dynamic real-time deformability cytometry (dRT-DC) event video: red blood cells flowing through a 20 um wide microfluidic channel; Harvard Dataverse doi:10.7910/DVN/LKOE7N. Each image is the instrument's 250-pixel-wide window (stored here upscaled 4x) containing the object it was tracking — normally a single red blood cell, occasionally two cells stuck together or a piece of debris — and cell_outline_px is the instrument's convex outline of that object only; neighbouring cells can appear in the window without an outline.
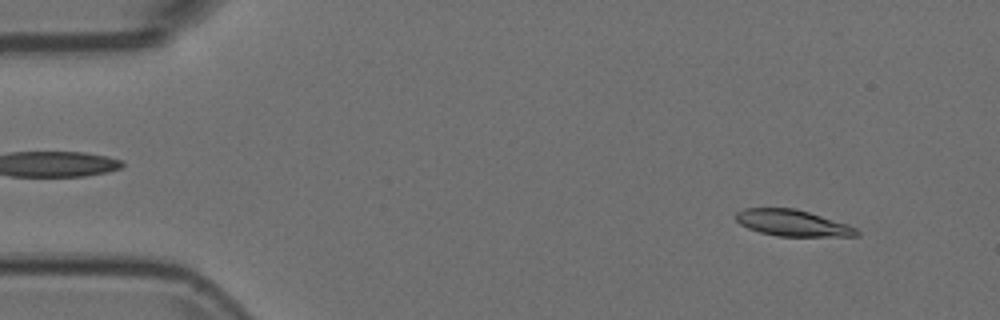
{"species": "Egyptian fruit bat (a non-hibernating species)", "species_latin": "Rousettus aegyptiacus", "temperature_condition": "room temperature", "stored_images_in_passage": 53, "camera_frame_rate_fps": 3000, "um_per_image_px": 0.085, "animal": {"sex": "female"}, "frame": {"image": 1, "passage_image": 4, "time_ms": 1.0, "image_size_px": [1000, 320], "cell_outline_px": [[860, 236], [776, 236], [760, 232], [748, 228], [740, 224], [736, 220], [736, 212], [744, 208], [796, 208], [848, 224], [856, 228], [860, 232]], "centroid_in_image_um": [67.37, 18.95], "position_along_channel_um": 17.6, "area_um2": 18.55}}
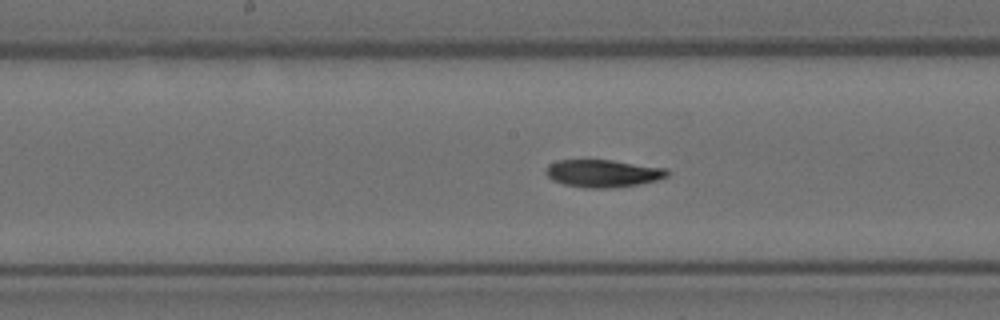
{"frame": {"image": 2, "passage_image": 26, "time_ms": 8.333, "image_size_px": [1000, 320], "cell_outline_px": [[672, 172], [668, 176], [656, 180], [640, 184], [612, 188], [584, 188], [564, 184], [552, 180], [544, 172], [544, 168], [548, 164], [560, 160], [612, 160], [668, 168]], "centroid_in_image_um": [51.27, 14.73], "position_along_channel_um": 196.9, "area_um2": 19.77}}
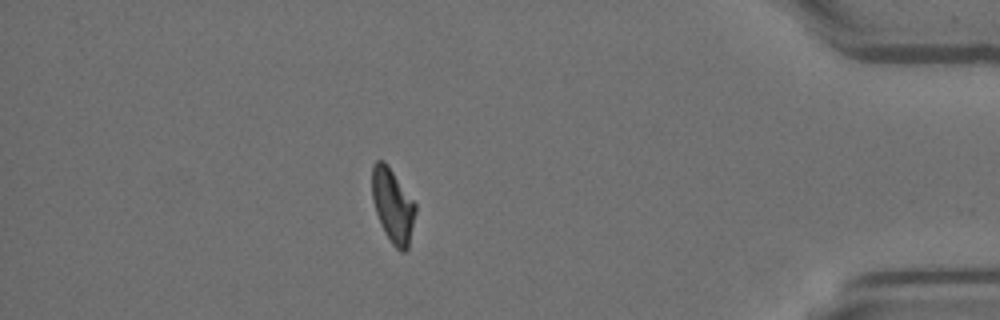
{"frame": {"image": 3, "passage_image": 46, "time_ms": 15.0, "image_size_px": [1000, 320], "cell_outline_px": [[416, 212], [408, 248], [404, 252], [400, 252], [392, 244], [384, 232], [380, 224], [372, 200], [372, 164], [376, 160], [384, 160], [388, 164], [416, 204]], "centroid_in_image_um": [33.38, 17.46], "position_along_channel_um": 401.8, "area_um2": 18.9}}